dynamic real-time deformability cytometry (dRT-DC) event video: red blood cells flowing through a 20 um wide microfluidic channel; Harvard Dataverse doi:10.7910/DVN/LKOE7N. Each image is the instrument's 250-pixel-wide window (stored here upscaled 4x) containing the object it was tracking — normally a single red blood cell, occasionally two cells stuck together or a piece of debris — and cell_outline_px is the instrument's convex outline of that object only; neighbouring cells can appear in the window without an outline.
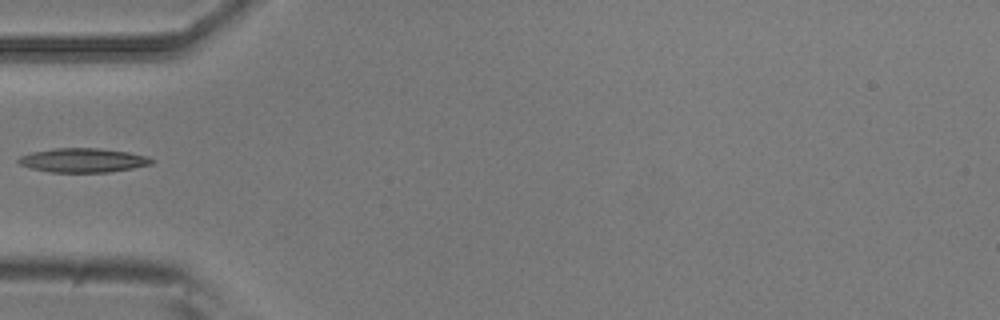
{"species": "common noctule bat (a hibernating species)", "species_latin": "Nyctalus noctula", "temperature_condition": "room temperature", "stored_images_in_passage": 5, "camera_frame_rate_fps": 3000, "um_per_image_px": 0.085, "animal": {"sex": "male", "body_mass_g": 20.5, "forearm_length_mm": 52.5}, "frame": {"image": 1, "passage_image": 4, "time_ms": 1.0, "image_size_px": [1000, 320], "cell_outline_px": [[156, 160], [152, 164], [132, 168], [108, 172], [52, 172], [32, 168], [20, 164], [16, 160], [20, 156], [32, 152], [52, 148], [100, 148], [128, 152], [148, 156]], "centroid_in_image_um": [7.08, 13.61], "position_along_channel_um": 77.9, "area_um2": 18.73}}
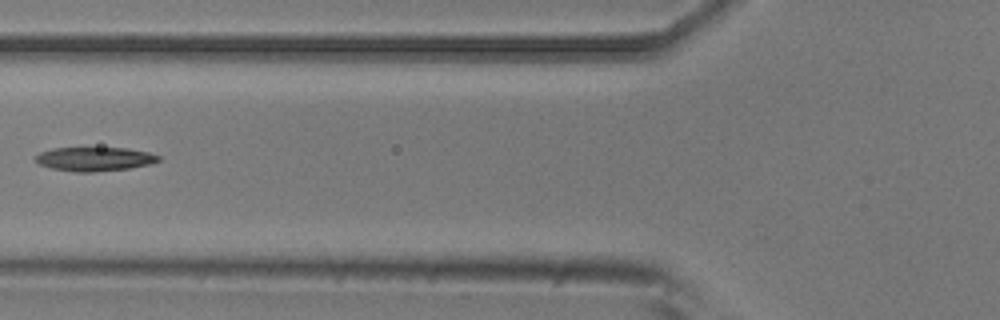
{"frame": {"image": 2, "passage_image": 5, "time_ms": 1.333, "image_size_px": [1000, 320], "cell_outline_px": [[160, 160], [148, 164], [128, 168], [92, 172], [76, 172], [52, 168], [40, 164], [36, 160], [36, 156], [40, 152], [52, 148], [124, 148], [148, 152], [160, 156]], "centroid_in_image_um": [8.03, 13.51], "position_along_channel_um": 117.8, "area_um2": 16.88}}